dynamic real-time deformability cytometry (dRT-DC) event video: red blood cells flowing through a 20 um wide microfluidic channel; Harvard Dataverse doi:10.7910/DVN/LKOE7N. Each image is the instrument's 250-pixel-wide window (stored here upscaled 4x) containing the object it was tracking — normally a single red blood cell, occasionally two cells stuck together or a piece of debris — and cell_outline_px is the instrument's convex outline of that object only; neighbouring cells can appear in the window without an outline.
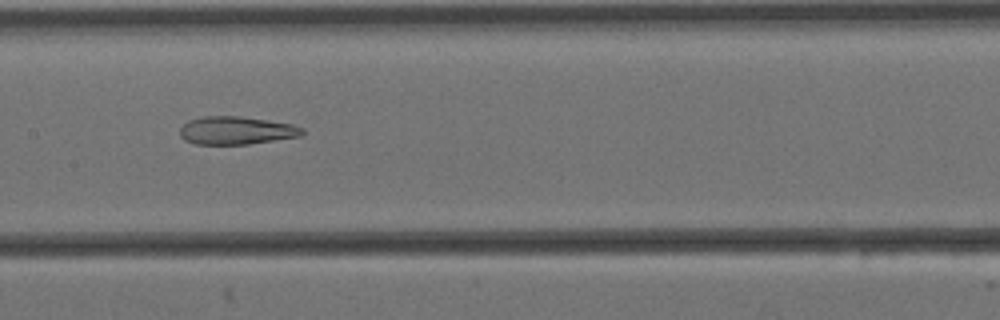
{"species": "Egyptian fruit bat (a non-hibernating species)", "species_latin": "Rousettus aegyptiacus", "temperature_condition": "cold", "stored_images_in_passage": 9, "camera_frame_rate_fps": 3000, "um_per_image_px": 0.085, "animal": {"sex": "female"}, "frame": {"image": 1, "passage_image": 8, "time_ms": 2.333, "image_size_px": [1000, 320], "cell_outline_px": [[304, 132], [300, 136], [248, 144], [196, 144], [184, 140], [180, 136], [180, 128], [188, 120], [204, 116], [240, 116], [268, 120], [292, 124], [304, 128]], "centroid_in_image_um": [20.07, 11.08], "position_along_channel_um": 187.3, "area_um2": 19.94}}
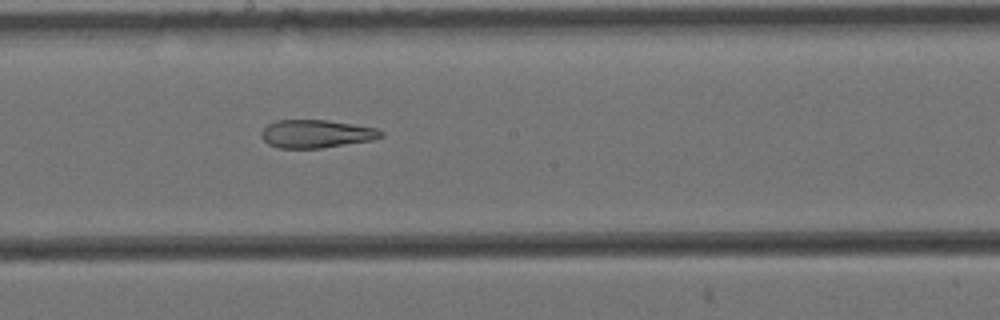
{"frame": {"image": 2, "passage_image": 9, "time_ms": 2.667, "image_size_px": [1000, 320], "cell_outline_px": [[384, 136], [372, 140], [320, 148], [280, 148], [268, 144], [260, 136], [260, 132], [268, 124], [276, 120], [328, 120], [376, 128], [384, 132]], "centroid_in_image_um": [26.87, 11.37], "position_along_channel_um": 221.3, "area_um2": 19.54}}